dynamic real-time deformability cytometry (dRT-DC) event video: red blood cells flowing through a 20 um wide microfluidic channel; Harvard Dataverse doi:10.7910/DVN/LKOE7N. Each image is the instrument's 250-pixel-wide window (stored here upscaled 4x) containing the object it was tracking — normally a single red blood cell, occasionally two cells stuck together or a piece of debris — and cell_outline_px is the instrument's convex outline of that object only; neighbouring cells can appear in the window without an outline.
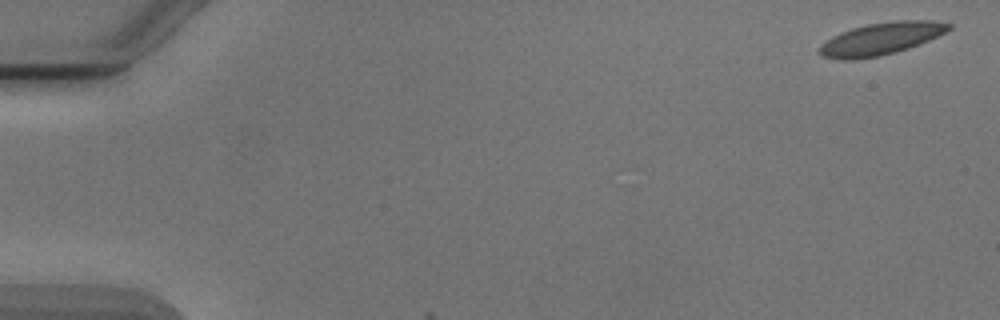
{"species": "Egyptian fruit bat (a non-hibernating species)", "species_latin": "Rousettus aegyptiacus", "temperature_condition": "cold", "stored_images_in_passage": 3, "camera_frame_rate_fps": 3000, "um_per_image_px": 0.085, "animal": {"sex": "male"}, "frame": {"image": 1, "passage_image": 1, "time_ms": 0.0, "image_size_px": [1000, 320], "cell_outline_px": [[952, 28], [928, 40], [908, 48], [896, 52], [880, 56], [856, 60], [840, 60], [824, 56], [816, 52], [816, 48], [832, 36], [840, 32], [852, 28], [868, 24], [892, 20], [932, 20], [952, 24]], "centroid_in_image_um": [74.83, 3.3], "position_along_channel_um": 10.2, "area_um2": 24.45}}